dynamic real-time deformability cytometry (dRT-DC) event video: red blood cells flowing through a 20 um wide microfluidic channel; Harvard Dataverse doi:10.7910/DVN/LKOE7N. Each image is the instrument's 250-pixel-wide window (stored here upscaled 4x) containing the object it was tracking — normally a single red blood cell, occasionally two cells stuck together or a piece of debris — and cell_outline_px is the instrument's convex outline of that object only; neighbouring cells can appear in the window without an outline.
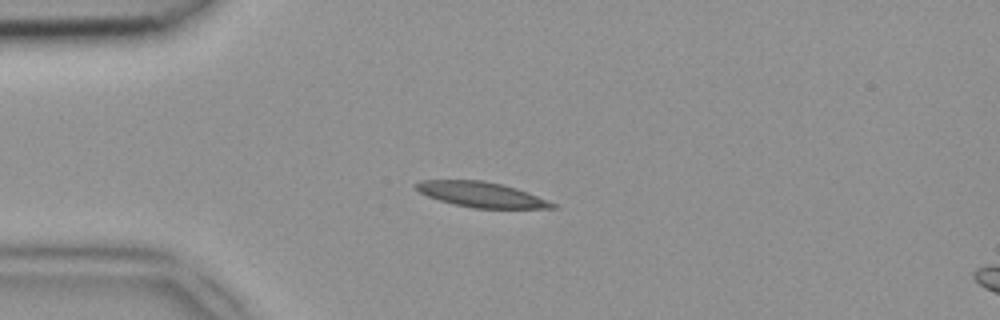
{"species": "common noctule bat (a hibernating species)", "species_latin": "Nyctalus noctula", "temperature_condition": "room temperature", "stored_images_in_passage": 44, "camera_frame_rate_fps": 3000, "um_per_image_px": 0.085, "animal": {"sex": "female", "body_mass_g": 18.4}, "frame": {"image": 1, "passage_image": 8, "time_ms": 2.333, "image_size_px": [1000, 320], "cell_outline_px": [[556, 208], [472, 208], [440, 200], [428, 196], [420, 192], [412, 184], [424, 180], [480, 180], [500, 184], [516, 188], [528, 192], [548, 200], [556, 204]], "centroid_in_image_um": [40.91, 16.53], "position_along_channel_um": 44.1, "area_um2": 19.77}}
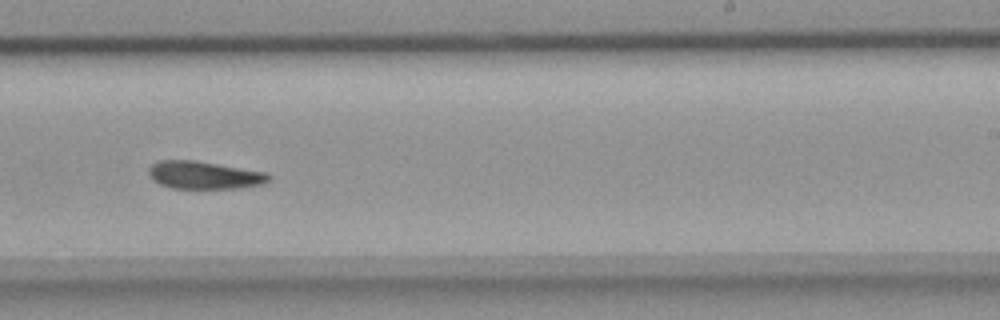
{"frame": {"image": 2, "passage_image": 26, "time_ms": 8.333, "image_size_px": [1000, 320], "cell_outline_px": [[272, 176], [264, 184], [236, 188], [172, 188], [160, 184], [148, 172], [148, 168], [152, 164], [160, 160], [192, 160], [268, 172]], "centroid_in_image_um": [17.39, 14.88], "position_along_channel_um": 271.6, "area_um2": 19.19}}
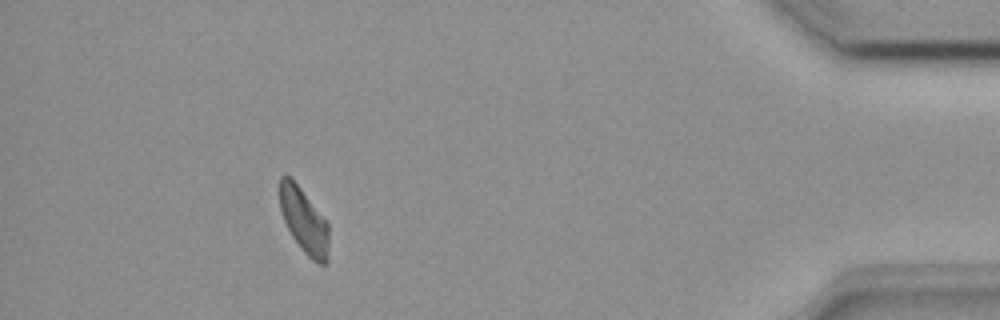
{"frame": {"image": 3, "passage_image": 40, "time_ms": 13.0, "image_size_px": [1000, 320], "cell_outline_px": [[328, 264], [320, 264], [312, 260], [300, 248], [292, 236], [280, 212], [280, 176], [288, 176], [300, 188], [328, 224]], "centroid_in_image_um": [25.84, 18.82], "position_along_channel_um": 409.4, "area_um2": 18.21}}